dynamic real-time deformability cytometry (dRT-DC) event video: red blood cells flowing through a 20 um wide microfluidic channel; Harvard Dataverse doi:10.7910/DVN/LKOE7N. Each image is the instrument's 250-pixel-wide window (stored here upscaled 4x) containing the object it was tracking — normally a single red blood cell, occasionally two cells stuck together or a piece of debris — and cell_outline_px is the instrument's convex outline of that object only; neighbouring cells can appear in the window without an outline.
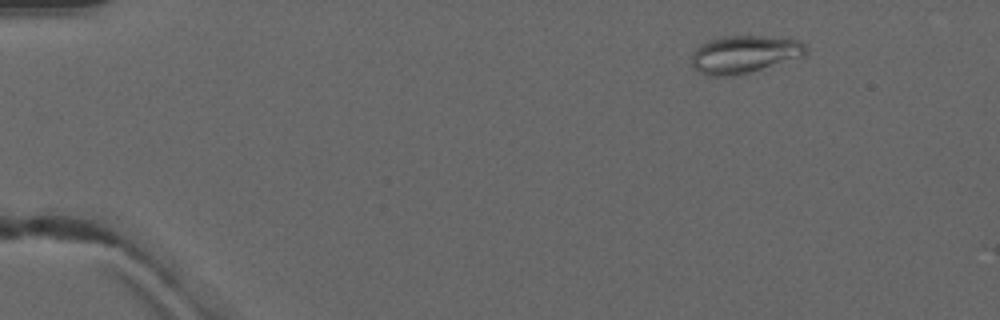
{"species": "common noctule bat (a hibernating species)", "species_latin": "Nyctalus noctula", "temperature_condition": "warm", "stored_images_in_passage": 6, "camera_frame_rate_fps": 3000, "um_per_image_px": 0.085, "animal": {"sex": "male", "forearm_length_mm": 52.5}, "frame": {"image": 1, "passage_image": 2, "time_ms": 1.0, "image_size_px": [1000, 320], "cell_outline_px": [[808, 48], [804, 56], [748, 72], [728, 76], [704, 76], [692, 68], [692, 52], [700, 44], [708, 40], [724, 36], [764, 36], [800, 40]], "centroid_in_image_um": [63.22, 4.61], "position_along_channel_um": 21.8, "area_um2": 25.09}}